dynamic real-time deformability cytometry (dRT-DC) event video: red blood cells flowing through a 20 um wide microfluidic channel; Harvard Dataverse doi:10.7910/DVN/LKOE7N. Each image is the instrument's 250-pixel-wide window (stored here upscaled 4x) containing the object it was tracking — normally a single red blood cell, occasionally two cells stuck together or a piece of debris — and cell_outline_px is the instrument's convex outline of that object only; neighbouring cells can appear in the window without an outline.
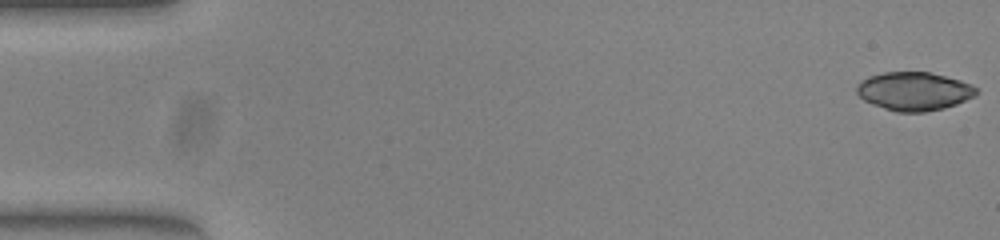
{"species": "common noctule bat (a hibernating species)", "species_latin": "Nyctalus noctula", "temperature_condition": "warm", "stored_images_in_passage": 51, "camera_frame_rate_fps": 3000, "um_per_image_px": 0.085, "animal": {"sex": "female", "body_mass_g": 23.0, "forearm_length_mm": 53.4}, "frame": {"image": 1, "passage_image": 1, "time_ms": 0.0, "image_size_px": [1000, 240], "cell_outline_px": [[980, 92], [976, 96], [956, 104], [944, 108], [924, 112], [896, 112], [872, 104], [864, 100], [856, 92], [856, 88], [860, 80], [868, 76], [884, 72], [928, 72], [960, 80], [972, 84]], "centroid_in_image_um": [77.7, 7.76], "position_along_channel_um": 7.3, "area_um2": 26.93}}
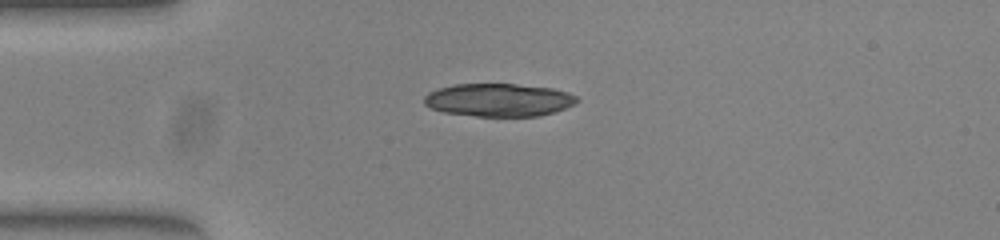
{"frame": {"image": 2, "passage_image": 13, "time_ms": 4.0, "image_size_px": [1000, 240], "cell_outline_px": [[580, 100], [576, 104], [556, 112], [540, 116], [476, 116], [444, 112], [432, 108], [424, 104], [424, 96], [428, 92], [440, 88], [456, 84], [516, 84], [552, 88], [568, 92], [576, 96]], "centroid_in_image_um": [42.44, 8.5], "position_along_channel_um": 42.6, "area_um2": 29.48}}